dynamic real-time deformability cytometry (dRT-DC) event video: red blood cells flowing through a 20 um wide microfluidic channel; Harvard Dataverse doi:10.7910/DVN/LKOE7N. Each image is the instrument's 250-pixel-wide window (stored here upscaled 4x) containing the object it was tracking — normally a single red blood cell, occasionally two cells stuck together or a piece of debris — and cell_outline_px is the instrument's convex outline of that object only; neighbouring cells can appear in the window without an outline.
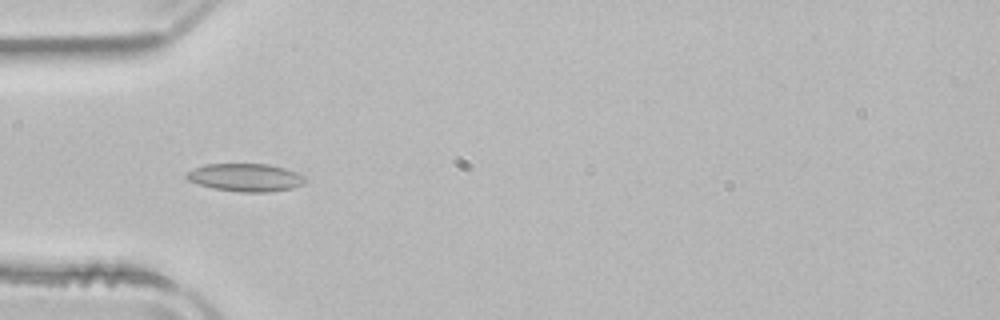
{"species": "common noctule bat (a hibernating species)", "species_latin": "Nyctalus noctula", "temperature_condition": "room temperature", "stored_images_in_passage": 51, "camera_frame_rate_fps": 3000, "um_per_image_px": 0.085, "animal": {"sex": "male", "body_mass_g": 21.5, "forearm_length_mm": 52.0}, "frame": {"image": 1, "passage_image": 15, "time_ms": 4.667, "image_size_px": [1000, 320], "cell_outline_px": [[304, 184], [292, 188], [268, 192], [240, 192], [216, 188], [200, 184], [188, 180], [184, 176], [188, 172], [196, 168], [208, 164], [268, 164], [284, 168], [296, 172], [304, 176]], "centroid_in_image_um": [20.9, 15.08], "position_along_channel_um": 64.1, "area_um2": 18.96}}
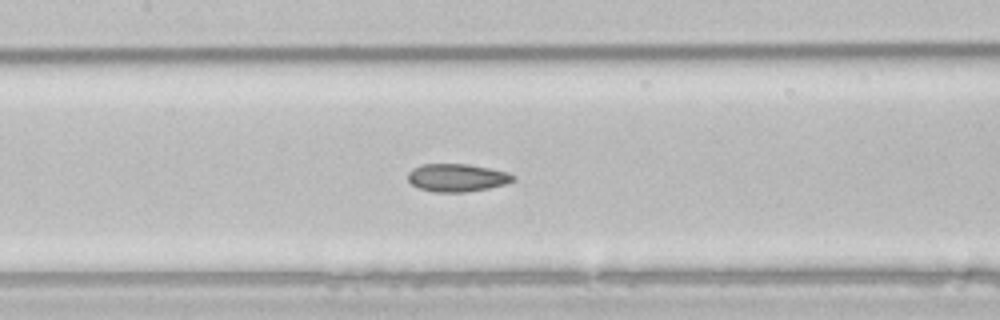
{"frame": {"image": 2, "passage_image": 23, "time_ms": 7.333, "image_size_px": [1000, 320], "cell_outline_px": [[516, 180], [504, 184], [488, 188], [464, 192], [436, 192], [420, 188], [412, 184], [408, 180], [408, 172], [412, 168], [420, 164], [468, 164], [508, 172], [516, 176]], "centroid_in_image_um": [38.85, 15.09], "position_along_channel_um": 168.6, "area_um2": 17.05}}
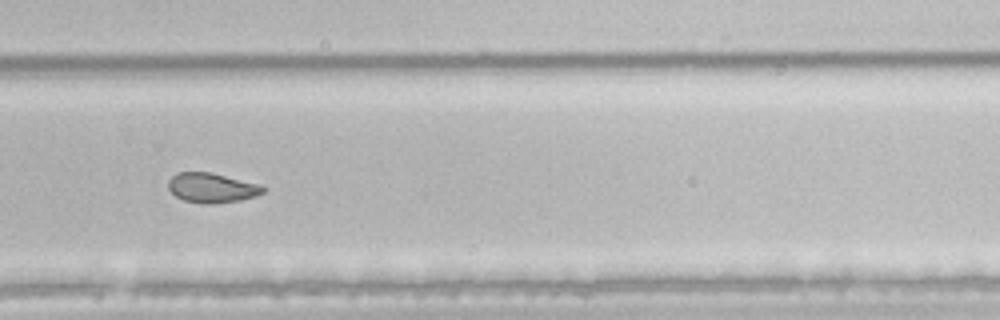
{"frame": {"image": 3, "passage_image": 34, "time_ms": 11.0, "image_size_px": [1000, 320], "cell_outline_px": [[268, 188], [264, 192], [256, 196], [240, 200], [212, 204], [204, 204], [184, 200], [176, 196], [168, 188], [168, 180], [176, 172], [208, 172], [260, 184]], "centroid_in_image_um": [18.02, 15.96], "position_along_channel_um": 311.8, "area_um2": 16.42}, "authors_computed_cell_mechanics": {"area_um2": 19.0162, "velocity_mm_per_s": 3.9264, "shape_relaxation_time_tau1_ms": null, "shape_relaxation_time_tau2_ms": 2.0746, "deformation_change_tau1": null, "deformation_change_tau2": 0.0713}}